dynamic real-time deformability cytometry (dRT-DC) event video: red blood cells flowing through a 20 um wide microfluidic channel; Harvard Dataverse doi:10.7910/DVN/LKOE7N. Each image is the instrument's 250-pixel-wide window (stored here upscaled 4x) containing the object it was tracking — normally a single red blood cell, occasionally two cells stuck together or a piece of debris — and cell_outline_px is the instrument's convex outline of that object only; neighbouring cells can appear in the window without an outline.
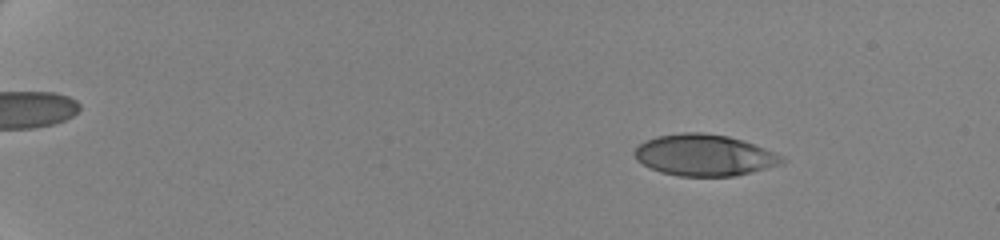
{"species": "human", "species_latin": "Homo sapiens", "temperature_condition": "cold", "stored_images_in_passage": 59, "camera_frame_rate_fps": 3000, "um_per_image_px": 0.085, "donor": {"sex": "female"}, "frame": {"image": 1, "passage_image": 8, "time_ms": 2.667, "image_size_px": [1000, 240], "cell_outline_px": [[784, 164], [736, 176], [680, 176], [660, 172], [636, 160], [632, 152], [644, 140], [656, 136], [680, 132], [700, 132], [728, 136], [764, 148], [780, 156], [784, 160]], "centroid_in_image_um": [59.83, 13.19], "position_along_channel_um": 25.2, "area_um2": 35.49}}
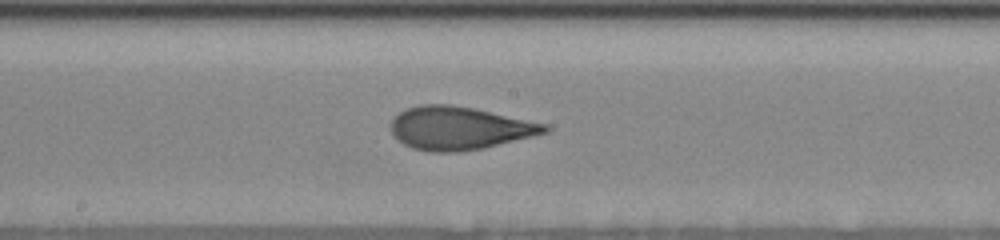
{"frame": {"image": 2, "passage_image": 34, "time_ms": 11.667, "image_size_px": [1000, 240], "cell_outline_px": [[552, 128], [548, 132], [532, 136], [480, 148], [456, 152], [428, 152], [412, 148], [396, 140], [392, 132], [392, 120], [400, 112], [408, 108], [420, 104], [448, 104], [472, 108], [548, 124]], "centroid_in_image_um": [39.03, 10.89], "position_along_channel_um": 209.2, "area_um2": 38.26}}
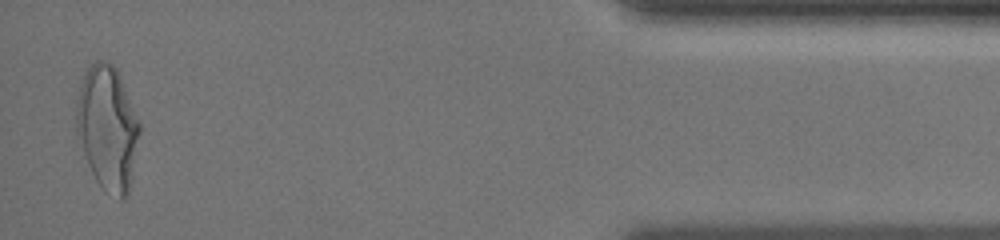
{"frame": {"image": 3, "passage_image": 57, "time_ms": 19.333, "image_size_px": [1000, 240], "cell_outline_px": [[140, 132], [132, 176], [128, 192], [124, 200], [120, 200], [104, 188], [96, 180], [88, 164], [76, 132], [76, 104], [84, 72], [96, 60], [104, 60], [112, 64], [116, 68], [120, 76], [140, 124]], "centroid_in_image_um": [9.14, 10.85], "position_along_channel_um": 426.1, "area_um2": 45.2}, "authors_computed_cell_mechanics": {"area_um2": 37.3966, "velocity_mm_per_s": 3.5156, "shape_relaxation_time_tau1_ms": 5.0947, "shape_relaxation_time_tau2_ms": 1.0625, "deformation_change_tau1": 0.1916, "deformation_change_tau2": 0.094}}